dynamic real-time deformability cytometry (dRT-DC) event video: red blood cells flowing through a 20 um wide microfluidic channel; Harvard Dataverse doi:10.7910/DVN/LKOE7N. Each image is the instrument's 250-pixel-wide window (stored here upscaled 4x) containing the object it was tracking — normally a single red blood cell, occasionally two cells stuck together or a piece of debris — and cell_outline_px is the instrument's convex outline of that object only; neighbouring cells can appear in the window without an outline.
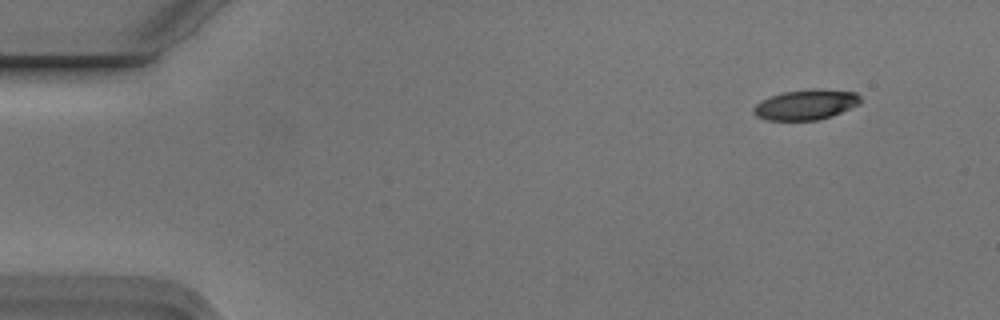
{"species": "Egyptian fruit bat (a non-hibernating species)", "species_latin": "Rousettus aegyptiacus", "temperature_condition": "cold", "stored_images_in_passage": 4, "camera_frame_rate_fps": 3000, "um_per_image_px": 0.085, "animal": {"sex": "male"}, "frame": {"image": 1, "passage_image": 1, "time_ms": 0.0, "image_size_px": [1000, 320], "cell_outline_px": [[860, 104], [832, 116], [820, 120], [768, 120], [756, 116], [752, 112], [752, 108], [756, 104], [772, 96], [784, 92], [856, 92], [860, 96]], "centroid_in_image_um": [68.46, 8.97], "position_along_channel_um": 16.5, "area_um2": 17.74}}
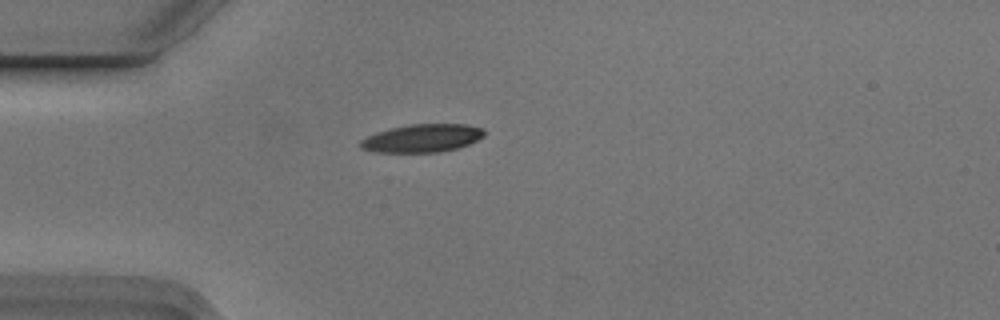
{"frame": {"image": 2, "passage_image": 4, "time_ms": 1.0, "image_size_px": [1000, 320], "cell_outline_px": [[484, 136], [468, 144], [456, 148], [440, 152], [376, 152], [360, 148], [360, 140], [376, 132], [392, 128], [412, 124], [464, 124], [484, 128]], "centroid_in_image_um": [35.88, 11.74], "position_along_channel_um": 49.1, "area_um2": 20.06}}